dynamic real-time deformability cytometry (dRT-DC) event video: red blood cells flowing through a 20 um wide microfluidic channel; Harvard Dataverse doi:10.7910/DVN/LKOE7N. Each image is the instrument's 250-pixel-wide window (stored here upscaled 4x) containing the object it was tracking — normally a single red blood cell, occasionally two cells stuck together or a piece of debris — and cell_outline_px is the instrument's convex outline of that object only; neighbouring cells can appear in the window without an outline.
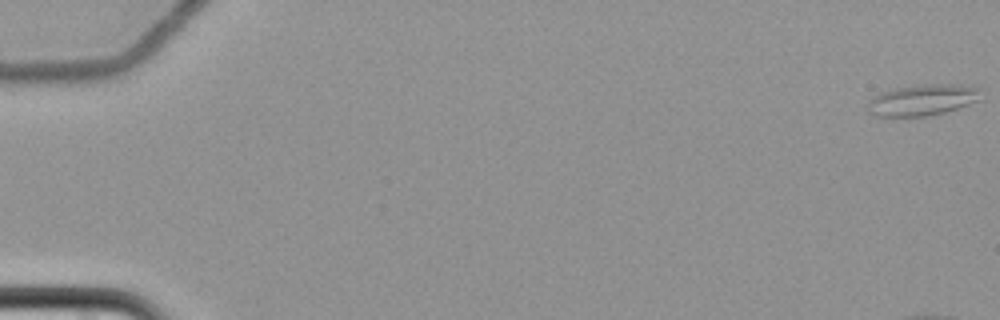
{"species": "common noctule bat (a hibernating species)", "species_latin": "Nyctalus noctula", "temperature_condition": "cold", "stored_images_in_passage": 15, "camera_frame_rate_fps": 3000, "um_per_image_px": 0.085, "animal": {"sex": "female", "body_mass_g": 22.7, "forearm_length_mm": 54.2}, "frame": {"image": 1, "passage_image": 1, "time_ms": 0.0, "image_size_px": [1000, 320], "cell_outline_px": [[984, 88], [980, 100], [944, 112], [924, 116], [872, 116], [868, 112], [868, 100], [872, 96], [880, 92], [896, 88], [928, 84], [972, 84]], "centroid_in_image_um": [78.46, 8.47], "position_along_channel_um": 6.5, "area_um2": 20.92}}